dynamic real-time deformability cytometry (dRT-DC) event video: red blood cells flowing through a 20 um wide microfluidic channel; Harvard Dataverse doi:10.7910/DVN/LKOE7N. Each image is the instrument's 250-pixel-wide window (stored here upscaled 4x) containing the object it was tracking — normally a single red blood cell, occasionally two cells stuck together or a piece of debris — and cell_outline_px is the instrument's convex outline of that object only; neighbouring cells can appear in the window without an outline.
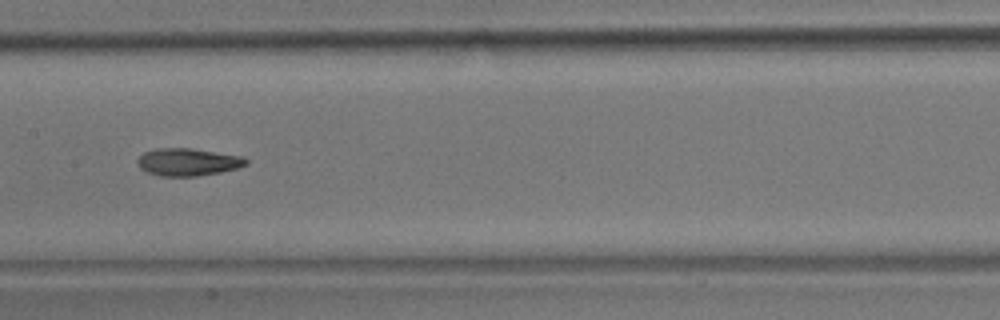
{"species": "common noctule bat (a hibernating species)", "species_latin": "Nyctalus noctula", "temperature_condition": "room temperature", "stored_images_in_passage": 39, "camera_frame_rate_fps": 3000, "um_per_image_px": 0.085, "animal": {"sex": "male", "body_mass_g": 17.9}, "frame": {"image": 1, "passage_image": 12, "time_ms": 3.667, "image_size_px": [1000, 320], "cell_outline_px": [[248, 164], [236, 168], [220, 172], [196, 176], [160, 176], [148, 172], [140, 168], [136, 160], [144, 152], [156, 148], [192, 148], [244, 156], [248, 160]], "centroid_in_image_um": [15.98, 13.76], "position_along_channel_um": 191.4, "area_um2": 17.46}}
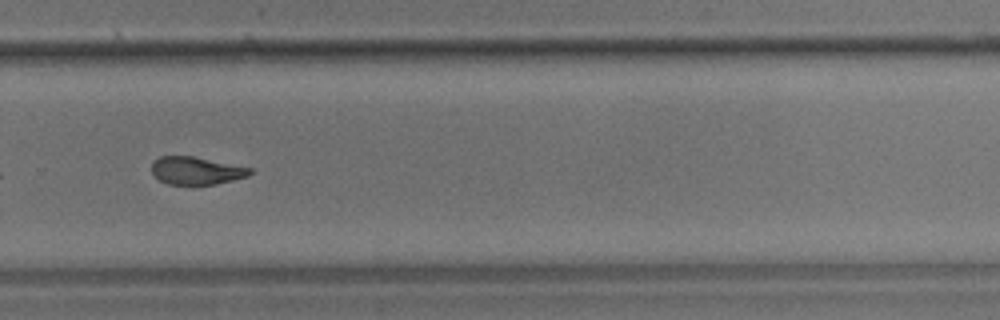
{"frame": {"image": 2, "passage_image": 22, "time_ms": 7.0, "image_size_px": [1000, 320], "cell_outline_px": [[252, 172], [248, 176], [216, 184], [168, 184], [160, 180], [152, 172], [152, 160], [160, 156], [192, 156], [252, 168]], "centroid_in_image_um": [16.67, 14.5], "position_along_channel_um": 313.1, "area_um2": 15.72}}